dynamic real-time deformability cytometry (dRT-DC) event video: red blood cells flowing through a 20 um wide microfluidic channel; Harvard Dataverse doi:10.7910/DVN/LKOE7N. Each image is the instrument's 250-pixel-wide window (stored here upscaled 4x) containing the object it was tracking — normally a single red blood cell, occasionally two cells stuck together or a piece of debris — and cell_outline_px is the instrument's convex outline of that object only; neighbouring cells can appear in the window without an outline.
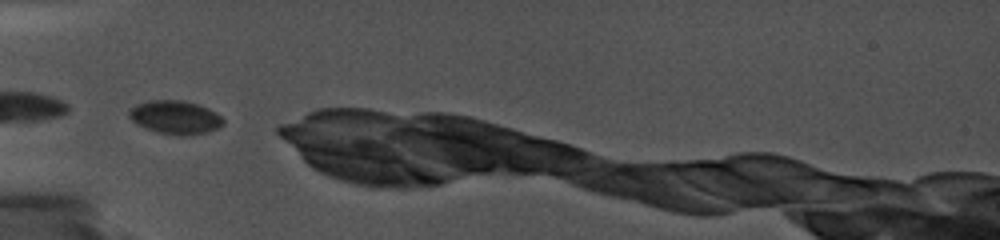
{"species": "common noctule bat (a hibernating species)", "species_latin": "Nyctalus noctula", "temperature_condition": "cold", "stored_images_in_passage": 2, "camera_frame_rate_fps": 5000, "um_per_image_px": 0.085, "animal": {"sex": "female", "body_mass_g": 19.0, "forearm_length_mm": 56.7}, "frame": {"image": 1, "passage_image": 1, "time_ms": 0.0, "image_size_px": [1000, 240], "cell_outline_px": [[224, 124], [208, 132], [184, 136], [180, 136], [156, 132], [136, 124], [128, 116], [128, 112], [136, 104], [148, 100], [184, 100], [208, 108], [220, 116], [224, 120]], "centroid_in_image_um": [14.87, 9.97], "position_along_channel_um": 70.1, "area_um2": 18.38}}